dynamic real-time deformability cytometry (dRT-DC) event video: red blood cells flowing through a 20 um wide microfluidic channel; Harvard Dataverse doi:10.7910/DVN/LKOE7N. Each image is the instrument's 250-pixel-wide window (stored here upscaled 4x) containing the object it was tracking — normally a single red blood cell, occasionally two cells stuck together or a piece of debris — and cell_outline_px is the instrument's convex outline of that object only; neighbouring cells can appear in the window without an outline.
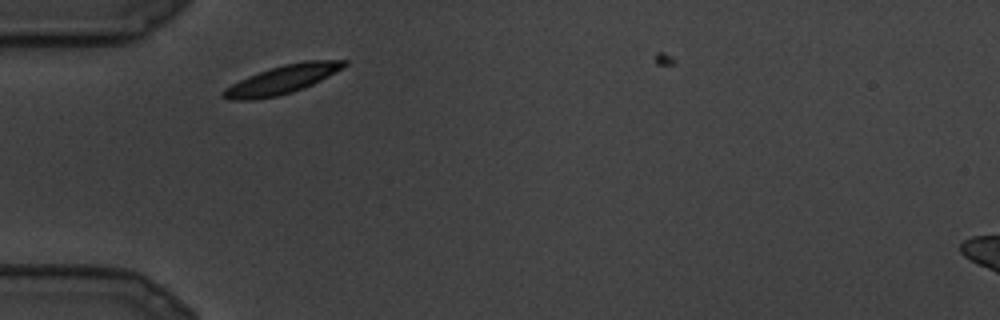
{"species": "common noctule bat (a hibernating species)", "species_latin": "Nyctalus noctula", "temperature_condition": "cold", "stored_images_in_passage": 9, "camera_frame_rate_fps": 3000, "um_per_image_px": 0.085, "animal": {"sex": "male", "body_mass_g": 19.5, "forearm_length_mm": 54.6}, "frame": {"image": 1, "passage_image": 2, "time_ms": 0.333, "image_size_px": [1000, 320], "cell_outline_px": [[348, 64], [344, 68], [304, 88], [292, 92], [276, 96], [252, 100], [228, 100], [220, 96], [220, 92], [224, 88], [248, 76], [284, 64], [304, 60], [348, 60]], "centroid_in_image_um": [23.97, 6.77], "position_along_channel_um": 61.0, "area_um2": 20.06}}
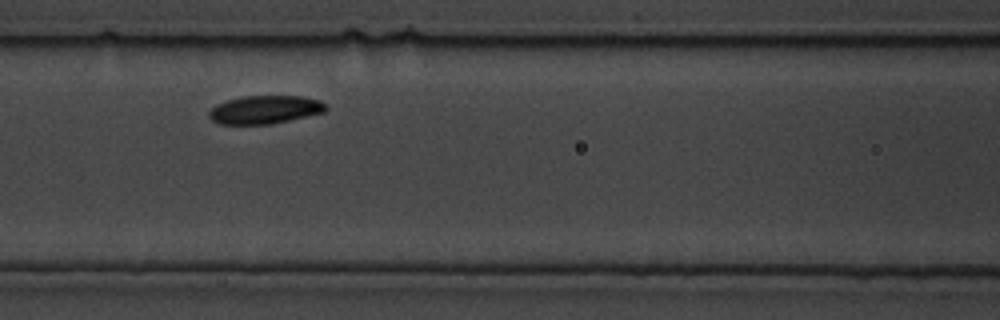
{"frame": {"image": 2, "passage_image": 6, "time_ms": 1.667, "image_size_px": [1000, 320], "cell_outline_px": [[328, 108], [324, 112], [272, 124], [220, 124], [212, 120], [208, 116], [208, 112], [216, 104], [240, 96], [300, 96], [320, 100], [328, 104]], "centroid_in_image_um": [22.53, 9.31], "position_along_channel_um": 144.1, "area_um2": 19.31}}
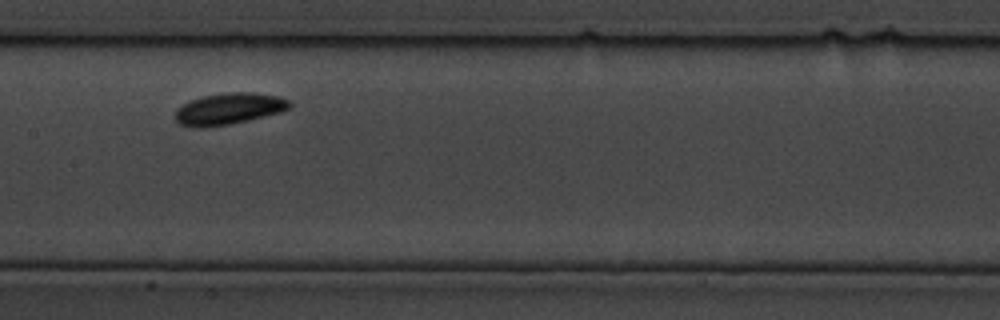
{"frame": {"image": 3, "passage_image": 8, "time_ms": 2.333, "image_size_px": [1000, 320], "cell_outline_px": [[292, 108], [280, 112], [248, 120], [228, 124], [196, 128], [180, 124], [176, 120], [176, 108], [192, 100], [204, 96], [228, 92], [248, 92], [276, 96], [288, 100], [292, 104]], "centroid_in_image_um": [19.47, 9.24], "position_along_channel_um": 187.9, "area_um2": 20.63}}